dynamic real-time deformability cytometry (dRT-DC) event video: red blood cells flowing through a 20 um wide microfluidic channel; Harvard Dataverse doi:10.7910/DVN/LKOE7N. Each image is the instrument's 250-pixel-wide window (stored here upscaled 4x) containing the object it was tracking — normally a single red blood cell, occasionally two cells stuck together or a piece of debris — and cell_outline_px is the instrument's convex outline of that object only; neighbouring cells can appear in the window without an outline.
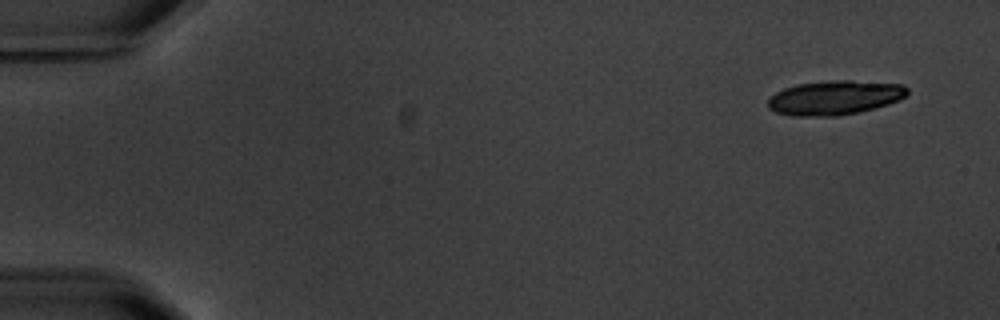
{"species": "common noctule bat (a hibernating species)", "species_latin": "Nyctalus noctula", "temperature_condition": "warm", "stored_images_in_passage": 6, "segment_of_instrument_passage": [1, 2], "camera_frame_rate_fps": 3000, "um_per_image_px": 0.085, "animal": {"sex": "male", "body_mass_g": 20.1, "forearm_length_mm": 53.5}, "frame": {"image": 1, "passage_image": 1, "time_ms": 0.0, "image_size_px": [1000, 320], "cell_outline_px": [[908, 92], [900, 100], [888, 104], [856, 112], [836, 116], [792, 116], [776, 112], [768, 108], [768, 100], [776, 92], [784, 88], [800, 84], [832, 80], [852, 80], [904, 84], [908, 88]], "centroid_in_image_um": [70.96, 8.29], "position_along_channel_um": 14.0, "area_um2": 27.74}}